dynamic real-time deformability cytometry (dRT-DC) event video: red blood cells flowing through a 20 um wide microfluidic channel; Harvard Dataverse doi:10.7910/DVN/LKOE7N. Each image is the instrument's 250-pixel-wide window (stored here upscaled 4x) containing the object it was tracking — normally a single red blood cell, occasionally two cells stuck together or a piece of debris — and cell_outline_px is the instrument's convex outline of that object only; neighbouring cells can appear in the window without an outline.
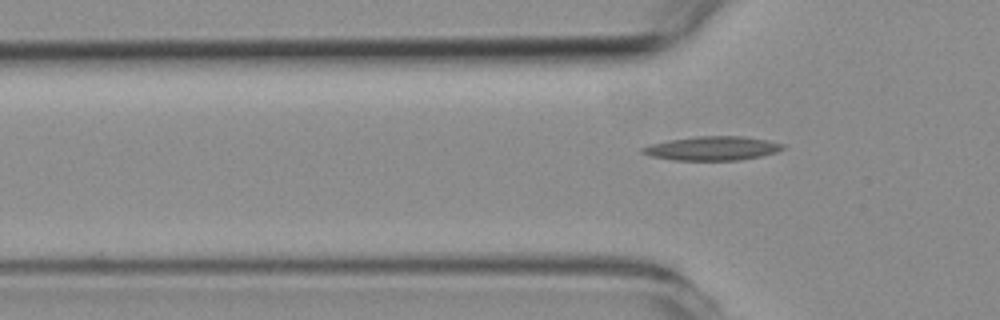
{"species": "common noctule bat (a hibernating species)", "species_latin": "Nyctalus noctula", "temperature_condition": "room temperature", "stored_images_in_passage": 5, "segment_of_instrument_passage": [2, 2], "camera_frame_rate_fps": 3000, "um_per_image_px": 0.085, "animal": {"sex": "female", "body_mass_g": 19.3, "forearm_length_mm": 54.1}, "frame": {"image": 1, "passage_image": 5, "time_ms": 5.0, "image_size_px": [1000, 320], "cell_outline_px": [[784, 148], [776, 152], [760, 156], [740, 160], [672, 160], [652, 156], [640, 152], [640, 148], [652, 144], [668, 140], [700, 136], [740, 136], [768, 140], [784, 144]], "centroid_in_image_um": [60.54, 12.61], "position_along_channel_um": 65.3, "area_um2": 19.48}}